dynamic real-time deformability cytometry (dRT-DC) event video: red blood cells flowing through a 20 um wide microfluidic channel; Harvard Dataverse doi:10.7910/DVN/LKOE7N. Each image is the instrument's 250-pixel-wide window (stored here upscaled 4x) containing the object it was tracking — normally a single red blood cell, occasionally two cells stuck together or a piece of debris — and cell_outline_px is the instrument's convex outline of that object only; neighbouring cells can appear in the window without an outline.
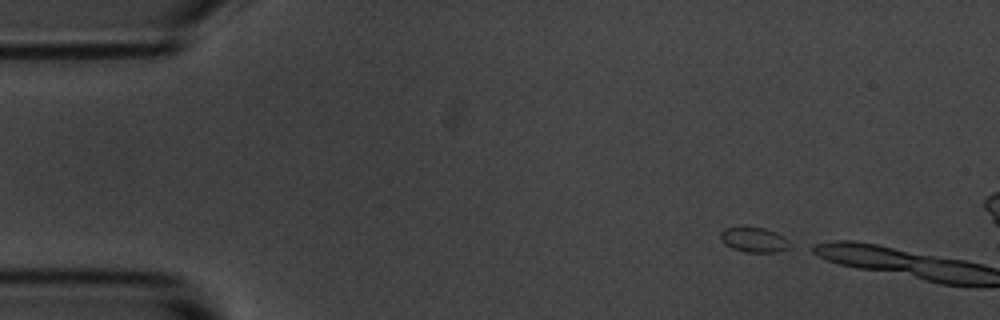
{"species": "common noctule bat (a hibernating species)", "species_latin": "Nyctalus noctula", "temperature_condition": "room temperature", "stored_images_in_passage": 7, "camera_frame_rate_fps": 3000, "um_per_image_px": 0.085, "animal": {"sex": "male", "body_mass_g": 20.1, "forearm_length_mm": 53.5}, "frame": {"image": 1, "passage_image": 1, "time_ms": 0.0, "image_size_px": [1000, 320], "cell_outline_px": [[796, 244], [788, 248], [776, 252], [744, 252], [732, 248], [724, 244], [720, 240], [720, 232], [724, 228], [744, 224], [764, 228], [776, 232], [784, 236]], "centroid_in_image_um": [64.1, 20.34], "position_along_channel_um": 20.9, "area_um2": 10.81}}